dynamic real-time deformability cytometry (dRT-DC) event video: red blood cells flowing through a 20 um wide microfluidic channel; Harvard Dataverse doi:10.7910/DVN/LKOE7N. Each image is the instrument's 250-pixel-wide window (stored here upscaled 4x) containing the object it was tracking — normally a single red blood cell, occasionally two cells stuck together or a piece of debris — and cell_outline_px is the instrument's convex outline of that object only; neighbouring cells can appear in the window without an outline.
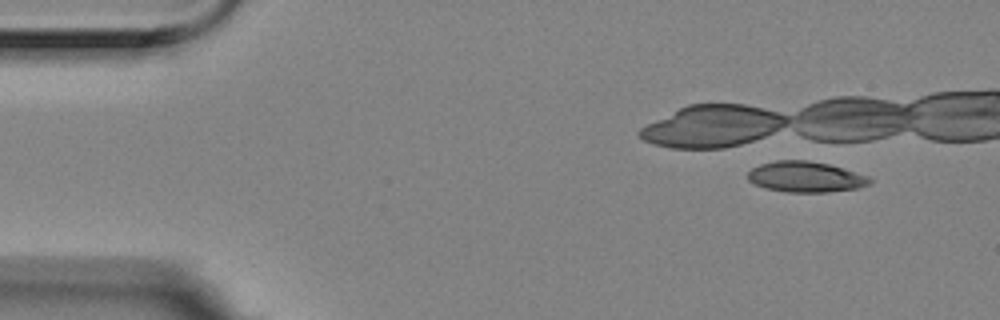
{"species": "Egyptian fruit bat (a non-hibernating species)", "species_latin": "Rousettus aegyptiacus", "temperature_condition": "room temperature", "stored_images_in_passage": 7, "camera_frame_rate_fps": 3000, "um_per_image_px": 0.085, "animal": {"sex": "female"}, "frame": {"image": 1, "passage_image": 1, "time_ms": 0.0, "image_size_px": [1000, 320], "cell_outline_px": [[872, 180], [868, 184], [856, 188], [828, 192], [788, 192], [768, 188], [756, 184], [748, 180], [748, 172], [752, 168], [760, 164], [776, 160], [808, 160], [828, 164], [868, 176]], "centroid_in_image_um": [68.46, 15.02], "position_along_channel_um": 16.5, "area_um2": 21.5}}
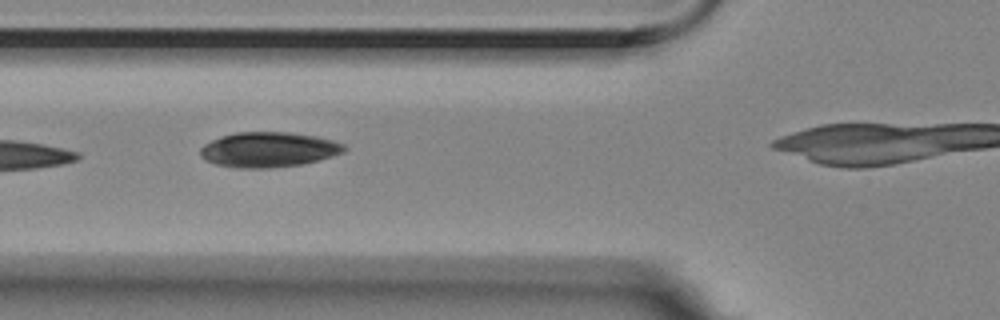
{"frame": {"image": 2, "passage_image": 5, "time_ms": 1.333, "image_size_px": [1000, 320], "cell_outline_px": [[348, 148], [344, 152], [332, 156], [300, 164], [268, 168], [240, 168], [216, 164], [200, 156], [200, 148], [204, 144], [220, 136], [236, 132], [288, 132], [316, 136], [332, 140], [344, 144]], "centroid_in_image_um": [22.82, 12.7], "position_along_channel_um": 103.0, "area_um2": 29.25}}